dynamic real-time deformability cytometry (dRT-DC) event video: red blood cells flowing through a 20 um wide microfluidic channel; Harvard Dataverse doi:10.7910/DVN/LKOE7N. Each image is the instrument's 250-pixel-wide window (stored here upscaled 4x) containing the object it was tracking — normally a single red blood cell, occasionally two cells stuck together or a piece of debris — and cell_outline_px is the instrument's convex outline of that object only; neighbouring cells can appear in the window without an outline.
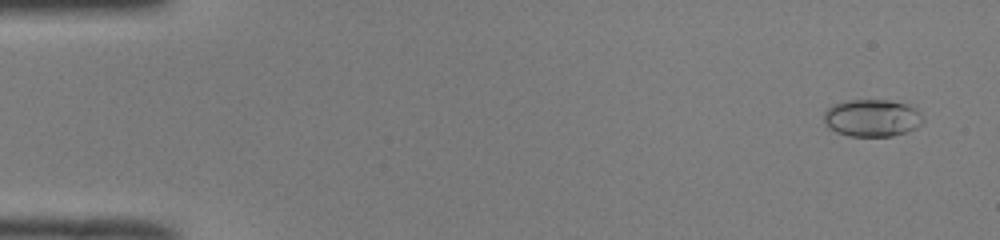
{"species": "common noctule bat (a hibernating species)", "species_latin": "Nyctalus noctula", "temperature_condition": "room temperature", "stored_images_in_passage": 51, "camera_frame_rate_fps": 3000, "um_per_image_px": 0.085, "animal": {"sex": "male", "body_mass_g": 19.0, "forearm_length_mm": 50.8}, "frame": {"image": 1, "passage_image": 3, "time_ms": 0.667, "image_size_px": [1000, 240], "cell_outline_px": [[924, 120], [916, 128], [908, 132], [892, 136], [848, 136], [836, 132], [828, 128], [824, 124], [824, 112], [832, 104], [848, 100], [888, 100], [904, 104], [916, 108]], "centroid_in_image_um": [74.09, 10.04], "position_along_channel_um": 10.9, "area_um2": 21.68}}
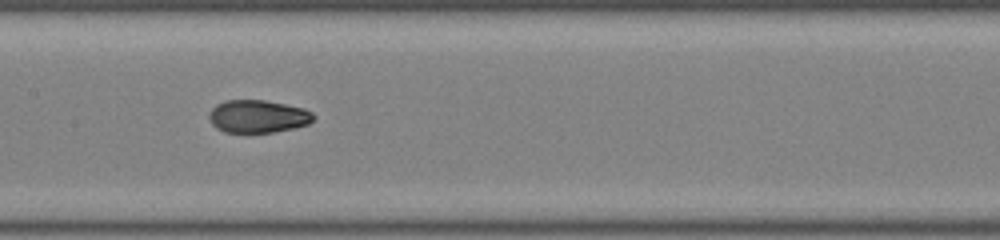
{"frame": {"image": 2, "passage_image": 26, "time_ms": 8.333, "image_size_px": [1000, 240], "cell_outline_px": [[316, 116], [308, 124], [292, 128], [272, 132], [224, 132], [216, 128], [212, 124], [208, 116], [212, 108], [216, 104], [224, 100], [264, 100], [304, 108], [312, 112]], "centroid_in_image_um": [21.9, 9.88], "position_along_channel_um": 185.5, "area_um2": 19.88}}
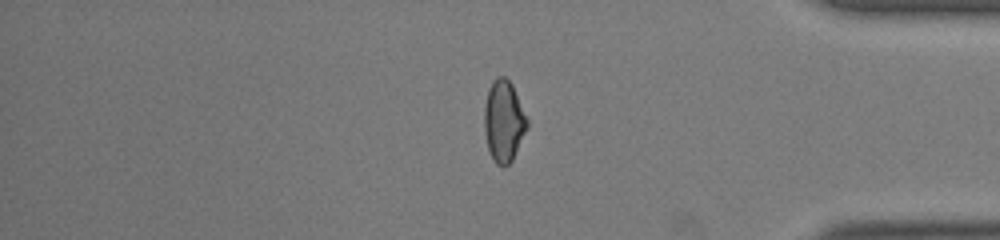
{"frame": {"image": 3, "passage_image": 43, "time_ms": 14.0, "image_size_px": [1000, 240], "cell_outline_px": [[528, 128], [512, 160], [504, 168], [496, 164], [492, 160], [488, 148], [484, 132], [484, 108], [488, 88], [492, 80], [496, 76], [504, 76], [512, 84], [528, 120]], "centroid_in_image_um": [42.8, 10.3], "position_along_channel_um": 392.4, "area_um2": 20.58}, "authors_computed_cell_mechanics": {"area_um2": 20.4034, "velocity_mm_per_s": 4.0467, "shape_relaxation_time_tau1_ms": null, "shape_relaxation_time_tau2_ms": 1.2849, "deformation_change_tau1": null, "deformation_change_tau2": 0.053}}